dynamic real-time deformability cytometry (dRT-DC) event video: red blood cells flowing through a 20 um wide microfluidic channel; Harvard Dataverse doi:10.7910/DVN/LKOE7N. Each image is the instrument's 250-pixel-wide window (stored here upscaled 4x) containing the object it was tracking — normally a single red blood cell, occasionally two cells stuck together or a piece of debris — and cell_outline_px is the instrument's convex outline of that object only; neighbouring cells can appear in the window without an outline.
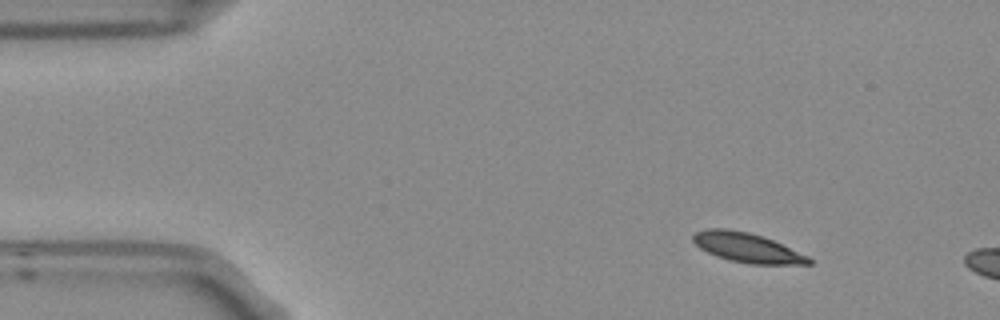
{"species": "Egyptian fruit bat (a non-hibernating species)", "species_latin": "Rousettus aegyptiacus", "temperature_condition": "room temperature", "stored_images_in_passage": 2, "camera_frame_rate_fps": 3000, "um_per_image_px": 0.085, "frame": {"image": 1, "passage_image": 1, "time_ms": 0.0, "image_size_px": [1000, 320], "cell_outline_px": [[812, 264], [752, 264], [728, 260], [716, 256], [700, 248], [692, 240], [692, 236], [696, 232], [708, 228], [724, 228], [748, 232], [772, 240], [808, 256], [812, 260]], "centroid_in_image_um": [63.48, 21.05], "position_along_channel_um": 21.5, "area_um2": 19.65}}